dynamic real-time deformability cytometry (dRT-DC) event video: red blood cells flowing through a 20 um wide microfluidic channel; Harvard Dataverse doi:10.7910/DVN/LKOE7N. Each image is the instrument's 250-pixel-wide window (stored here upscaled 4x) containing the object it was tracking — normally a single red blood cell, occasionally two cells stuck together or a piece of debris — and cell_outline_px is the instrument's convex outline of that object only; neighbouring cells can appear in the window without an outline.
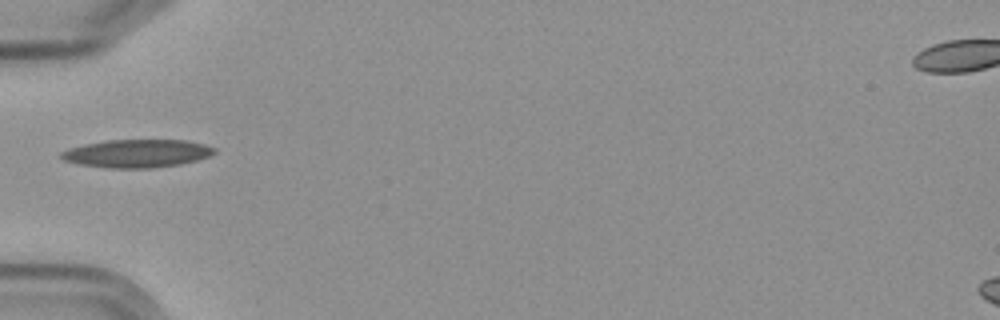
{"species": "Egyptian fruit bat (a non-hibernating species)", "species_latin": "Rousettus aegyptiacus", "temperature_condition": "cold", "stored_images_in_passage": 7, "camera_frame_rate_fps": 3000, "um_per_image_px": 0.085, "frame": {"image": 1, "passage_image": 1, "time_ms": 0.0, "image_size_px": [1000, 320], "cell_outline_px": [[216, 152], [212, 156], [180, 164], [152, 168], [112, 168], [80, 164], [64, 160], [60, 156], [60, 152], [68, 148], [84, 144], [108, 140], [188, 140], [204, 144], [216, 148]], "centroid_in_image_um": [11.68, 13.04], "position_along_channel_um": 73.3, "area_um2": 25.09}}
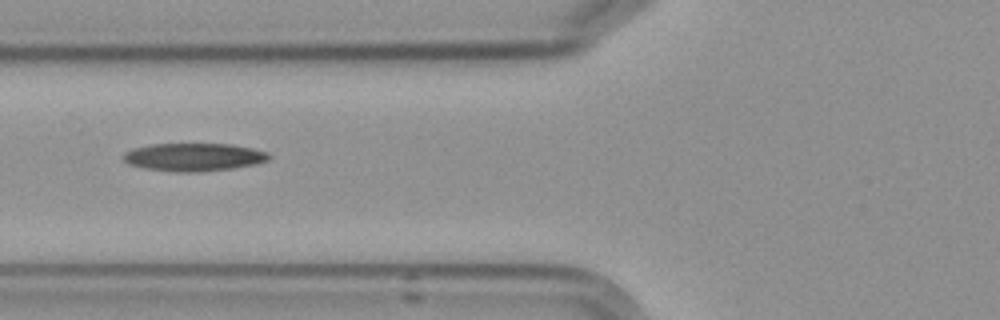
{"frame": {"image": 2, "passage_image": 2, "time_ms": 1.0, "image_size_px": [1000, 320], "cell_outline_px": [[272, 156], [268, 160], [256, 164], [232, 168], [200, 172], [176, 172], [144, 168], [128, 164], [124, 160], [124, 152], [132, 148], [148, 144], [232, 144], [252, 148], [268, 152]], "centroid_in_image_um": [16.47, 13.35], "position_along_channel_um": 109.3, "area_um2": 23.87}}
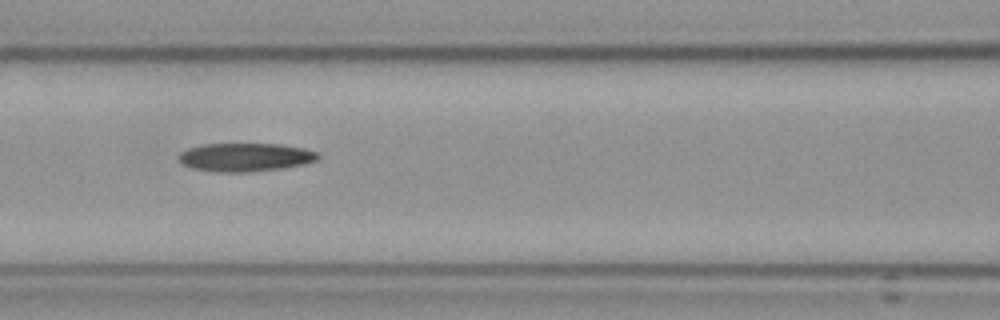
{"frame": {"image": 3, "passage_image": 3, "time_ms": 2.0, "image_size_px": [1000, 320], "cell_outline_px": [[320, 160], [304, 164], [280, 168], [252, 172], [216, 172], [192, 168], [184, 164], [180, 160], [180, 152], [188, 148], [204, 144], [280, 144], [304, 148], [320, 152]], "centroid_in_image_um": [20.92, 13.36], "position_along_channel_um": 145.7, "area_um2": 23.12}}